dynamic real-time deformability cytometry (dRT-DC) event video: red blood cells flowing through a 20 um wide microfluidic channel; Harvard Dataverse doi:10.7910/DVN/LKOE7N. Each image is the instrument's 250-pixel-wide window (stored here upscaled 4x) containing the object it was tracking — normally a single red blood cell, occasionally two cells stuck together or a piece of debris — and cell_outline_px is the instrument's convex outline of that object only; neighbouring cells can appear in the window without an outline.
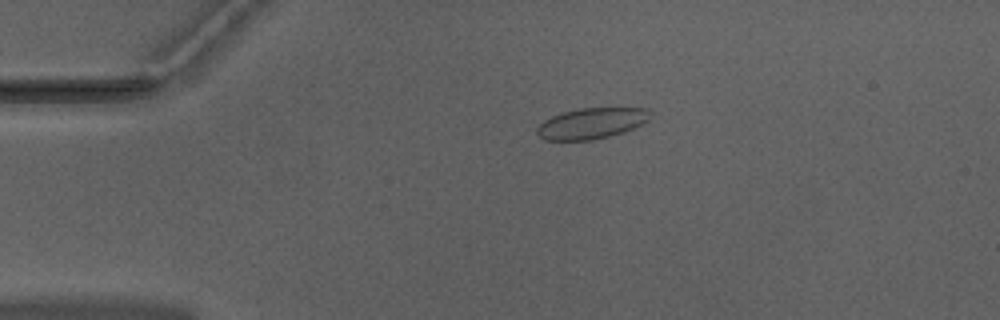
{"species": "Egyptian fruit bat (a non-hibernating species)", "species_latin": "Rousettus aegyptiacus", "temperature_condition": "warm", "stored_images_in_passage": 53, "camera_frame_rate_fps": 3000, "um_per_image_px": 0.085, "animal": {"sex": "male"}, "frame": {"image": 1, "passage_image": 12, "time_ms": 3.667, "image_size_px": [1000, 320], "cell_outline_px": [[652, 116], [648, 120], [624, 132], [592, 140], [544, 140], [536, 132], [536, 128], [544, 120], [552, 116], [576, 108], [648, 108], [652, 112]], "centroid_in_image_um": [50.28, 10.47], "position_along_channel_um": 34.7, "area_um2": 20.35}}
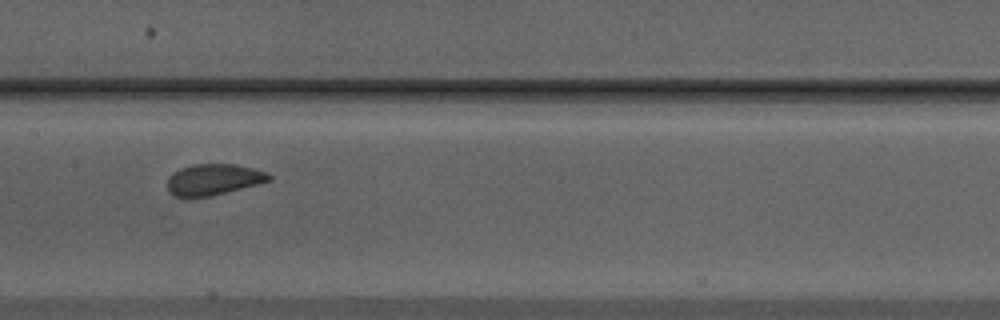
{"frame": {"image": 2, "passage_image": 27, "time_ms": 8.667, "image_size_px": [1000, 320], "cell_outline_px": [[272, 180], [208, 196], [176, 196], [168, 192], [168, 176], [180, 168], [192, 164], [236, 164], [268, 172], [272, 176]], "centroid_in_image_um": [18.15, 15.23], "position_along_channel_um": 189.3, "area_um2": 18.15}}
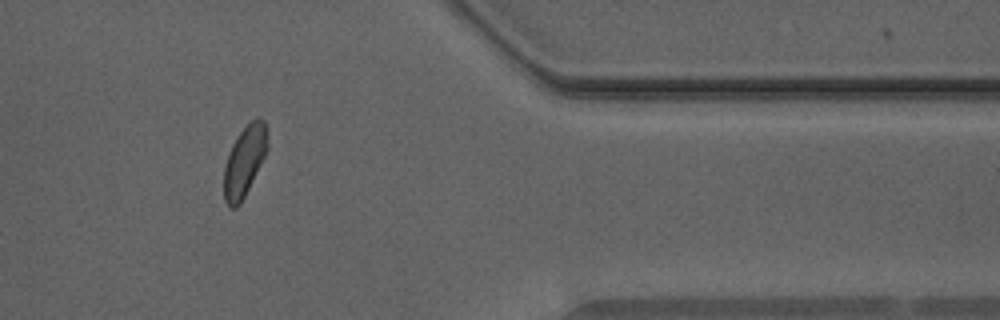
{"frame": {"image": 3, "passage_image": 44, "time_ms": 14.333, "image_size_px": [1000, 320], "cell_outline_px": [[268, 148], [240, 204], [236, 208], [232, 208], [224, 200], [224, 168], [228, 152], [236, 136], [256, 116], [264, 120], [268, 128]], "centroid_in_image_um": [20.79, 13.64], "position_along_channel_um": 390.6, "area_um2": 17.8}, "authors_computed_cell_mechanics": {"area_um2": 18.785, "velocity_mm_per_s": 3.954, "shape_relaxation_time_tau1_ms": 2.9653, "shape_relaxation_time_tau2_ms": null, "deformation_change_tau1": 0.078, "deformation_change_tau2": null}}